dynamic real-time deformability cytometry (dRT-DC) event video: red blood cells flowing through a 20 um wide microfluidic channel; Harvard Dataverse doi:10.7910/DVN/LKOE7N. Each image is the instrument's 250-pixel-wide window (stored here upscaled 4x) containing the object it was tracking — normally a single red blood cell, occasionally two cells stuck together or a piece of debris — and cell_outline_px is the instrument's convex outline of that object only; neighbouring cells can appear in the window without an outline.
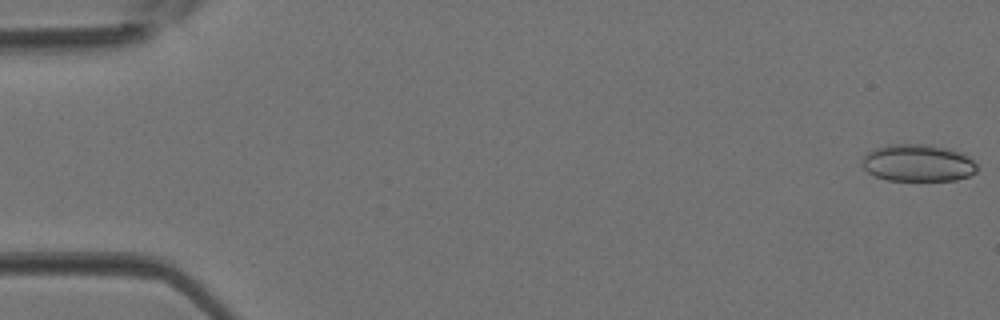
{"species": "Egyptian fruit bat (a non-hibernating species)", "species_latin": "Rousettus aegyptiacus", "temperature_condition": "room temperature", "stored_images_in_passage": 4, "camera_frame_rate_fps": 3000, "um_per_image_px": 0.085, "animal": {"sex": "female"}, "frame": {"image": 1, "passage_image": 1, "time_ms": 0.0, "image_size_px": [1000, 320], "cell_outline_px": [[976, 172], [968, 176], [956, 180], [888, 180], [876, 176], [868, 172], [864, 168], [864, 156], [872, 148], [888, 144], [932, 144], [952, 148], [972, 160], [976, 164]], "centroid_in_image_um": [78.02, 13.83], "position_along_channel_um": 7.0, "area_um2": 24.85}}
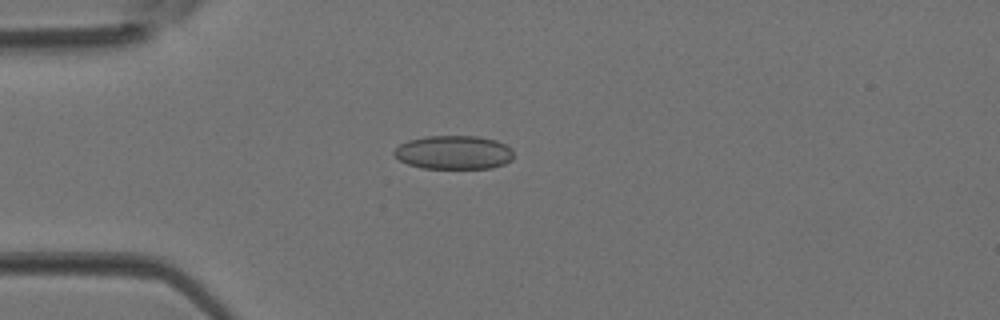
{"frame": {"image": 2, "passage_image": 4, "time_ms": 1.0, "image_size_px": [1000, 320], "cell_outline_px": [[512, 160], [504, 164], [492, 168], [424, 168], [408, 164], [400, 160], [392, 152], [400, 144], [408, 140], [424, 136], [476, 136], [496, 140], [512, 148]], "centroid_in_image_um": [38.57, 12.95], "position_along_channel_um": 46.4, "area_um2": 23.47}}